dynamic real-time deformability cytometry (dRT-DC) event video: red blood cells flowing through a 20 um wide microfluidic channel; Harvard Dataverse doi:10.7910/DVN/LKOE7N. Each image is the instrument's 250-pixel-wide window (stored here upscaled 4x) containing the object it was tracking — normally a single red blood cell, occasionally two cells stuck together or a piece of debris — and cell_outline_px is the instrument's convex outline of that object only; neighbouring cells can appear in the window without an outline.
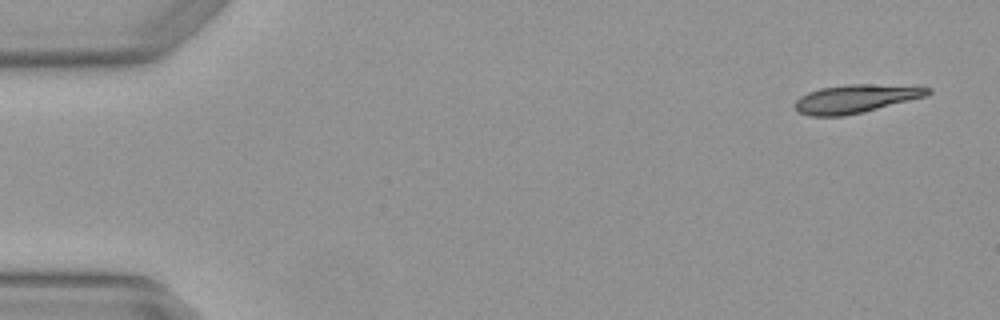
{"species": "Egyptian fruit bat (a non-hibernating species)", "species_latin": "Rousettus aegyptiacus", "temperature_condition": "warm", "stored_images_in_passage": 5, "camera_frame_rate_fps": 3000, "um_per_image_px": 0.085, "animal": {"sex": "female"}, "frame": {"image": 1, "passage_image": 1, "time_ms": 0.0, "image_size_px": [1000, 320], "cell_outline_px": [[932, 92], [924, 96], [864, 112], [844, 116], [808, 116], [796, 112], [796, 100], [800, 96], [808, 92], [820, 88], [848, 84], [916, 84], [932, 88]], "centroid_in_image_um": [72.79, 8.37], "position_along_channel_um": 12.2, "area_um2": 22.37}}
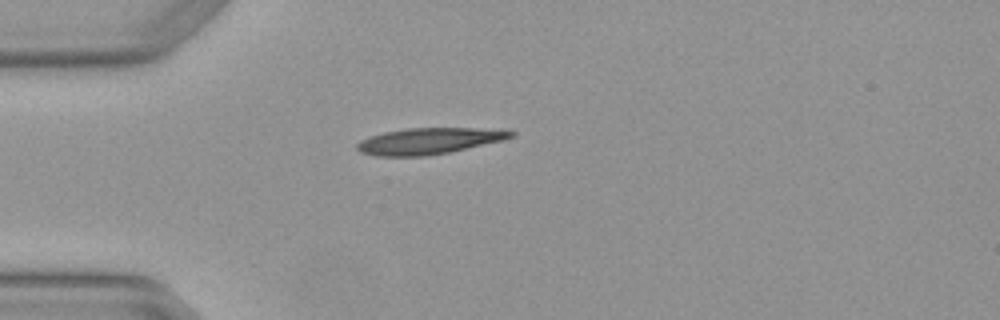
{"frame": {"image": 2, "passage_image": 4, "time_ms": 1.0, "image_size_px": [1000, 320], "cell_outline_px": [[516, 136], [504, 140], [448, 152], [428, 156], [376, 156], [360, 152], [356, 148], [356, 144], [360, 140], [384, 132], [408, 128], [472, 128], [516, 132]], "centroid_in_image_um": [36.42, 11.99], "position_along_channel_um": 48.6, "area_um2": 23.29}}